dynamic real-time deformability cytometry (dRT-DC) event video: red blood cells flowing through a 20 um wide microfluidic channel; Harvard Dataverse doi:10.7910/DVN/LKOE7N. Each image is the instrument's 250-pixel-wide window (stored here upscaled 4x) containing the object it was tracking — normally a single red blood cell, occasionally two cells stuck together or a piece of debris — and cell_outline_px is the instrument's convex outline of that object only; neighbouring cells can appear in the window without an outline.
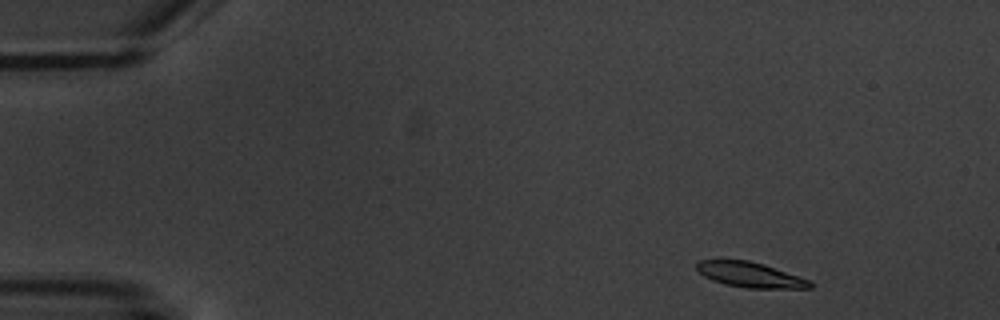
{"species": "common noctule bat (a hibernating species)", "species_latin": "Nyctalus noctula", "temperature_condition": "warm", "stored_images_in_passage": 5, "camera_frame_rate_fps": 3000, "um_per_image_px": 0.085, "animal": {"sex": "male", "body_mass_g": 20.1, "forearm_length_mm": 53.5}, "frame": {"image": 1, "passage_image": 1, "time_ms": 0.0, "image_size_px": [1000, 320], "cell_outline_px": [[812, 288], [744, 288], [724, 284], [712, 280], [696, 272], [696, 264], [700, 260], [720, 256], [748, 260], [764, 264], [808, 280], [812, 284]], "centroid_in_image_um": [63.6, 23.3], "position_along_channel_um": 21.4, "area_um2": 17.22}}
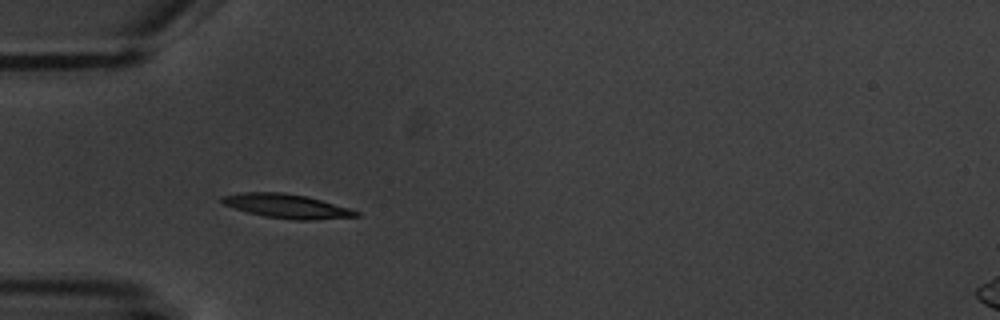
{"frame": {"image": 2, "passage_image": 4, "time_ms": 3.667, "image_size_px": [1000, 320], "cell_outline_px": [[360, 216], [312, 220], [296, 220], [264, 216], [248, 212], [224, 204], [220, 200], [220, 196], [244, 192], [284, 192], [304, 196], [320, 200], [348, 208], [360, 212]], "centroid_in_image_um": [24.36, 17.52], "position_along_channel_um": 60.6, "area_um2": 18.55}}